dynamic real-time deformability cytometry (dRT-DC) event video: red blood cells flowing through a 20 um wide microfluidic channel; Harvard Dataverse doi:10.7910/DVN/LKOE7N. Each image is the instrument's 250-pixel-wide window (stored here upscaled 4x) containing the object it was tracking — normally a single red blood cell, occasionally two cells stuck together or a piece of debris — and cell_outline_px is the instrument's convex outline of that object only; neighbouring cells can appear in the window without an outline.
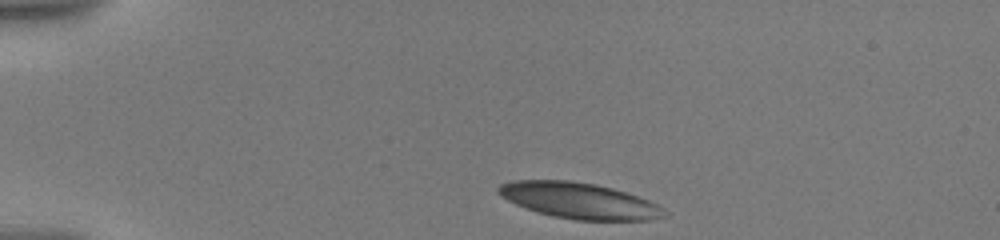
{"species": "human", "species_latin": "Homo sapiens", "temperature_condition": "warm", "stored_images_in_passage": 26, "camera_frame_rate_fps": 3000, "um_per_image_px": 0.085, "donor": {"sex": "male"}, "frame": {"image": 1, "passage_image": 1, "time_ms": 0.0, "image_size_px": [1000, 240], "cell_outline_px": [[660, 208], [656, 216], [648, 220], [576, 220], [552, 216], [516, 204], [500, 196], [496, 192], [496, 188], [500, 184], [512, 180], [568, 180], [596, 184], [612, 188], [648, 200], [656, 204]], "centroid_in_image_um": [49.07, 17.03], "position_along_channel_um": 35.9, "area_um2": 33.93}}
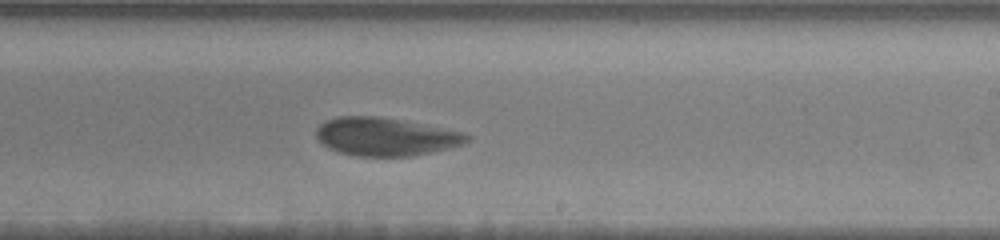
{"frame": {"image": 2, "passage_image": 15, "time_ms": 8.333, "image_size_px": [1000, 240], "cell_outline_px": [[472, 140], [464, 144], [448, 148], [412, 156], [356, 156], [336, 152], [328, 148], [316, 136], [316, 128], [324, 120], [336, 116], [376, 116], [400, 120], [460, 132], [472, 136]], "centroid_in_image_um": [32.73, 11.62], "position_along_channel_um": 256.3, "area_um2": 33.35}}
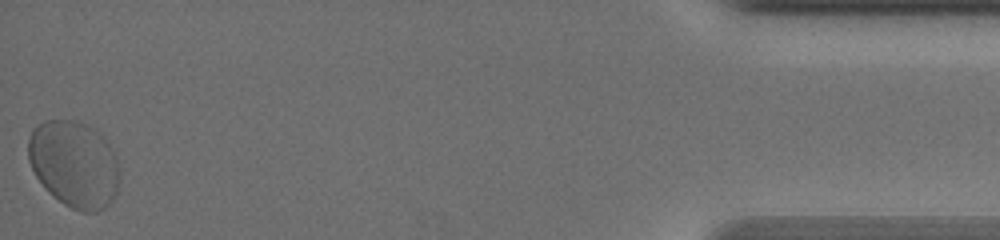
{"frame": {"image": 3, "passage_image": 26, "time_ms": 15.667, "image_size_px": [1000, 240], "cell_outline_px": [[120, 180], [116, 192], [112, 200], [104, 208], [96, 212], [80, 212], [64, 204], [52, 196], [44, 188], [36, 176], [28, 160], [28, 140], [32, 128], [44, 120], [80, 120], [88, 124], [104, 136], [116, 156], [120, 172]], "centroid_in_image_um": [6.31, 13.93], "position_along_channel_um": 428.9, "area_um2": 46.88}, "authors_computed_cell_mechanics": {"area_um2": 34.1598, "velocity_mm_per_s": 3.3952, "shape_relaxation_time_tau1_ms": 8.8802, "shape_relaxation_time_tau2_ms": null, "deformation_change_tau1": 0.2249, "deformation_change_tau2": null}}